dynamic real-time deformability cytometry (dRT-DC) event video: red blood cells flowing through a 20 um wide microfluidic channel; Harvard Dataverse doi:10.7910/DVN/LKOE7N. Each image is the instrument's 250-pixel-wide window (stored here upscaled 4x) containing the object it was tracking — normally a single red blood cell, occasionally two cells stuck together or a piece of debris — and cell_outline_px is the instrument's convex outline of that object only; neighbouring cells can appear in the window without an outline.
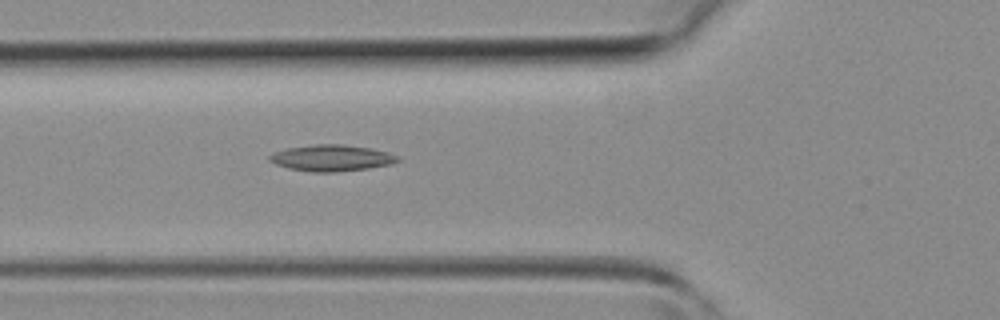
{"species": "common noctule bat (a hibernating species)", "species_latin": "Nyctalus noctula", "temperature_condition": "room temperature", "stored_images_in_passage": 24, "camera_frame_rate_fps": 3000, "um_per_image_px": 0.085, "animal": {"sex": "female", "body_mass_g": 19.3, "forearm_length_mm": 54.1}, "frame": {"image": 1, "passage_image": 4, "time_ms": 1.0, "image_size_px": [1000, 320], "cell_outline_px": [[400, 160], [392, 164], [368, 168], [332, 172], [312, 172], [288, 168], [276, 164], [268, 160], [268, 156], [276, 152], [288, 148], [316, 144], [340, 144], [372, 148], [388, 152], [396, 156]], "centroid_in_image_um": [28.19, 13.43], "position_along_channel_um": 97.6, "area_um2": 19.48}}
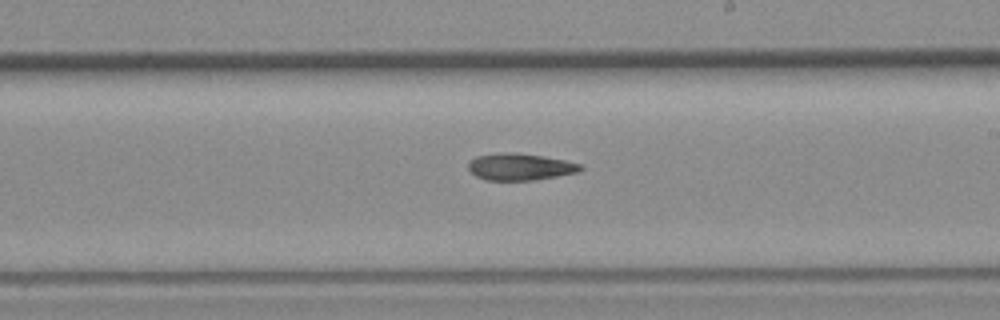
{"frame": {"image": 2, "passage_image": 13, "time_ms": 4.0, "image_size_px": [1000, 320], "cell_outline_px": [[584, 168], [576, 172], [556, 176], [532, 180], [488, 180], [476, 176], [468, 168], [468, 164], [476, 156], [504, 152], [508, 152], [544, 156], [564, 160], [580, 164]], "centroid_in_image_um": [44.19, 14.17], "position_along_channel_um": 244.8, "area_um2": 17.22}}
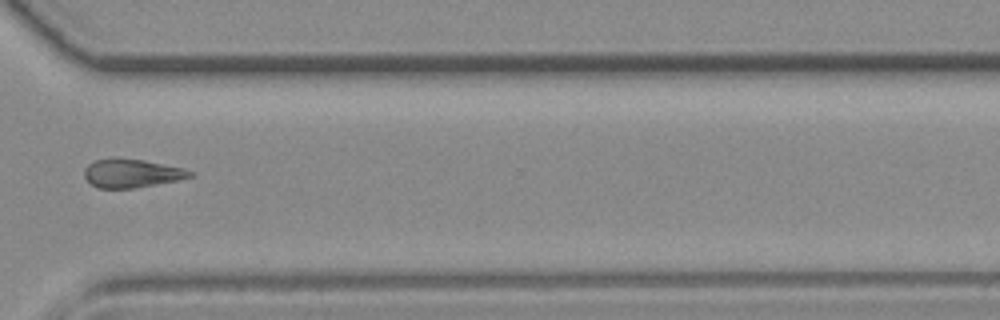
{"frame": {"image": 3, "passage_image": 20, "time_ms": 6.333, "image_size_px": [1000, 320], "cell_outline_px": [[192, 176], [176, 180], [156, 184], [132, 188], [100, 188], [92, 184], [84, 176], [84, 168], [88, 164], [96, 160], [144, 160], [184, 168], [192, 172]], "centroid_in_image_um": [11.19, 14.75], "position_along_channel_um": 359.4, "area_um2": 16.88}}